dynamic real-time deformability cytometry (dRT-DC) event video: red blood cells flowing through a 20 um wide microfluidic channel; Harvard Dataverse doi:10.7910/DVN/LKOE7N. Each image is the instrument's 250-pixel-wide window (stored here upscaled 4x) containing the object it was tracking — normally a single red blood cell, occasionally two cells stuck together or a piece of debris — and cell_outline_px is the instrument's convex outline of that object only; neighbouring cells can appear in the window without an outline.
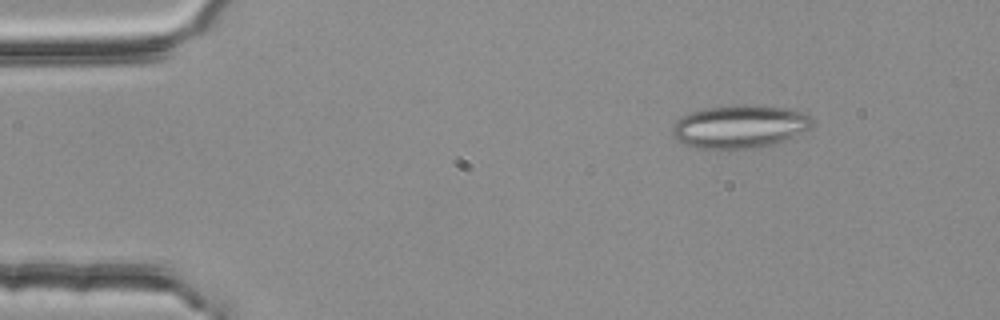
{"species": "common noctule bat (a hibernating species)", "species_latin": "Nyctalus noctula", "temperature_condition": "room temperature", "stored_images_in_passage": 4, "segment_of_instrument_passage": [1, 2], "camera_frame_rate_fps": 3000, "um_per_image_px": 0.085, "animal": {"sex": "female", "body_mass_g": 25.1}, "frame": {"image": 1, "passage_image": 2, "time_ms": 0.333, "image_size_px": [1000, 320], "cell_outline_px": [[816, 120], [808, 128], [784, 140], [760, 148], [696, 148], [684, 144], [676, 140], [672, 136], [672, 124], [684, 116], [692, 112], [708, 108], [740, 104], [744, 104], [788, 108], [808, 112]], "centroid_in_image_um": [62.9, 10.75], "position_along_channel_um": 22.1, "area_um2": 35.14}}